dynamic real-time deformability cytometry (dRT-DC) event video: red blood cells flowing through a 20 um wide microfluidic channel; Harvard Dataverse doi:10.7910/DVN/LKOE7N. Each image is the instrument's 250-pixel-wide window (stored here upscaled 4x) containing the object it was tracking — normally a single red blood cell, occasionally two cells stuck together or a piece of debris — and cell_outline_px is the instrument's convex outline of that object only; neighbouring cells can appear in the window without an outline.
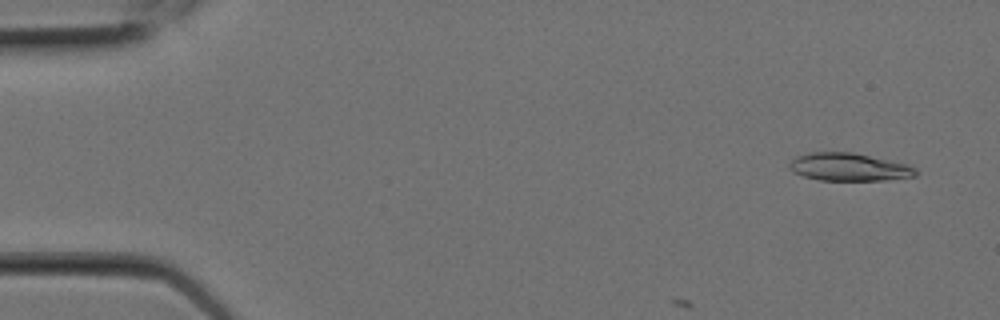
{"species": "Egyptian fruit bat (a non-hibernating species)", "species_latin": "Rousettus aegyptiacus", "temperature_condition": "room temperature", "stored_images_in_passage": 7, "camera_frame_rate_fps": 3000, "um_per_image_px": 0.085, "animal": {"sex": "female"}, "frame": {"image": 1, "passage_image": 1, "time_ms": 0.0, "image_size_px": [1000, 320], "cell_outline_px": [[916, 176], [884, 180], [820, 180], [804, 176], [792, 172], [788, 168], [788, 164], [796, 156], [808, 152], [852, 152], [908, 164], [916, 168]], "centroid_in_image_um": [72.13, 14.19], "position_along_channel_um": 12.9, "area_um2": 20.52}}
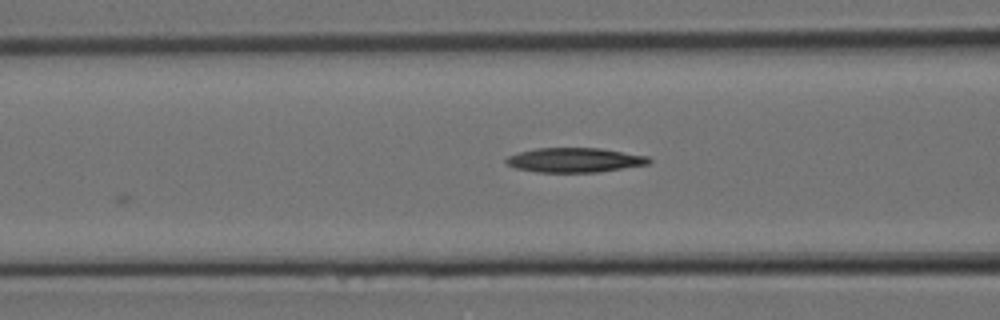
{"frame": {"image": 2, "passage_image": 7, "time_ms": 2.0, "image_size_px": [1000, 320], "cell_outline_px": [[652, 160], [648, 164], [596, 172], [536, 172], [516, 168], [508, 164], [504, 160], [508, 156], [520, 152], [536, 148], [600, 148], [648, 156]], "centroid_in_image_um": [48.84, 13.6], "position_along_channel_um": 117.8, "area_um2": 20.23}}